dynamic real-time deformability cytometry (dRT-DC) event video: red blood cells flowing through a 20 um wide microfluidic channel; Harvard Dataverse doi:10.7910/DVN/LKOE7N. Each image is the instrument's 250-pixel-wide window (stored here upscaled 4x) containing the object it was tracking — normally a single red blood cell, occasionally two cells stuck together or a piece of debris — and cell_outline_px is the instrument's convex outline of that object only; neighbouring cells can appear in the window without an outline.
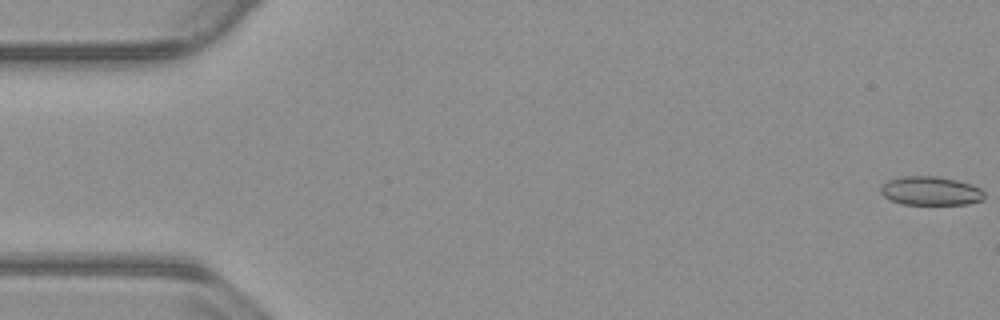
{"species": "common noctule bat (a hibernating species)", "species_latin": "Nyctalus noctula", "temperature_condition": "warm", "stored_images_in_passage": 55, "camera_frame_rate_fps": 3000, "um_per_image_px": 0.085, "animal": {"sex": "male", "body_mass_g": 23.1, "forearm_length_mm": 52.7}, "frame": {"image": 1, "passage_image": 1, "time_ms": 0.0, "image_size_px": [1000, 320], "cell_outline_px": [[984, 200], [968, 204], [904, 204], [892, 200], [884, 196], [880, 192], [880, 188], [888, 180], [900, 176], [936, 176], [956, 180], [972, 184], [980, 188], [984, 192]], "centroid_in_image_um": [79.13, 16.22], "position_along_channel_um": 5.9, "area_um2": 17.4}}
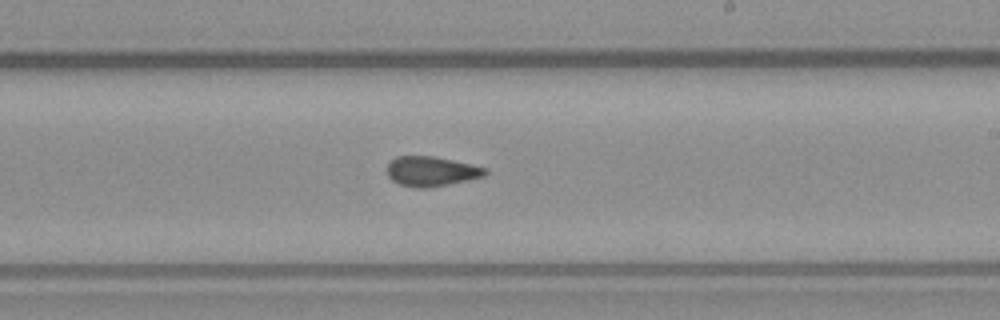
{"frame": {"image": 2, "passage_image": 32, "time_ms": 10.333, "image_size_px": [1000, 320], "cell_outline_px": [[488, 172], [484, 176], [468, 180], [428, 188], [416, 188], [400, 184], [392, 180], [388, 176], [388, 164], [396, 156], [432, 156], [472, 164], [488, 168]], "centroid_in_image_um": [36.68, 14.56], "position_along_channel_um": 252.3, "area_um2": 16.99}}
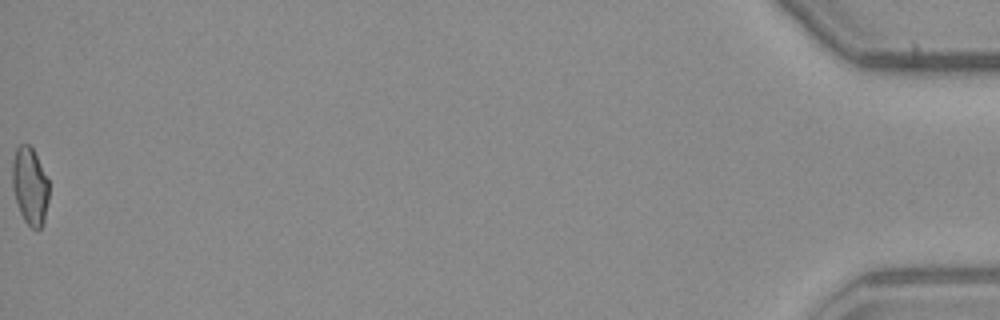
{"frame": {"image": 3, "passage_image": 55, "time_ms": 18.0, "image_size_px": [1000, 320], "cell_outline_px": [[48, 200], [44, 220], [40, 228], [32, 228], [24, 220], [20, 212], [12, 188], [12, 164], [16, 148], [20, 144], [28, 144], [32, 148], [48, 180]], "centroid_in_image_um": [2.53, 15.81], "position_along_channel_um": 432.7, "area_um2": 16.24}, "authors_computed_cell_mechanics": {"area_um2": 17.2822, "velocity_mm_per_s": 3.8232, "shape_relaxation_time_tau1_ms": null, "shape_relaxation_time_tau2_ms": 1.6375, "deformation_change_tau1": null, "deformation_change_tau2": 0.0763}}